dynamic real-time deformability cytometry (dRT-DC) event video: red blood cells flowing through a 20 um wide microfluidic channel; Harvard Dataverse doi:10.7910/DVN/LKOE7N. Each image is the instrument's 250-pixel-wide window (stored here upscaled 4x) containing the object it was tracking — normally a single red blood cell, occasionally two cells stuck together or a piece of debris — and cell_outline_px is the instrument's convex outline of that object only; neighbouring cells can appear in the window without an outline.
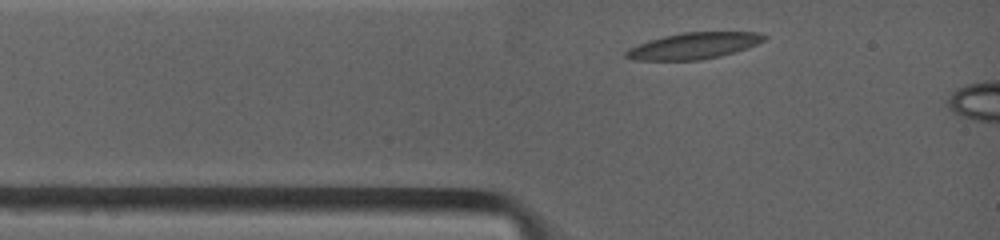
{"species": "common noctule bat (a hibernating species)", "species_latin": "Nyctalus noctula", "temperature_condition": "warm", "stored_images_in_passage": 2, "camera_frame_rate_fps": 4500, "um_per_image_px": 0.085, "animal": {"sex": "female", "body_mass_g": 19.0, "forearm_length_mm": 53.3}, "frame": {"image": 1, "passage_image": 1, "time_ms": 0.0, "image_size_px": [1000, 240], "cell_outline_px": [[764, 40], [756, 44], [720, 56], [696, 60], [636, 60], [624, 56], [624, 52], [640, 44], [664, 36], [684, 32], [756, 32], [764, 36]], "centroid_in_image_um": [58.94, 3.89], "position_along_channel_um": 26.1, "area_um2": 20.52}}